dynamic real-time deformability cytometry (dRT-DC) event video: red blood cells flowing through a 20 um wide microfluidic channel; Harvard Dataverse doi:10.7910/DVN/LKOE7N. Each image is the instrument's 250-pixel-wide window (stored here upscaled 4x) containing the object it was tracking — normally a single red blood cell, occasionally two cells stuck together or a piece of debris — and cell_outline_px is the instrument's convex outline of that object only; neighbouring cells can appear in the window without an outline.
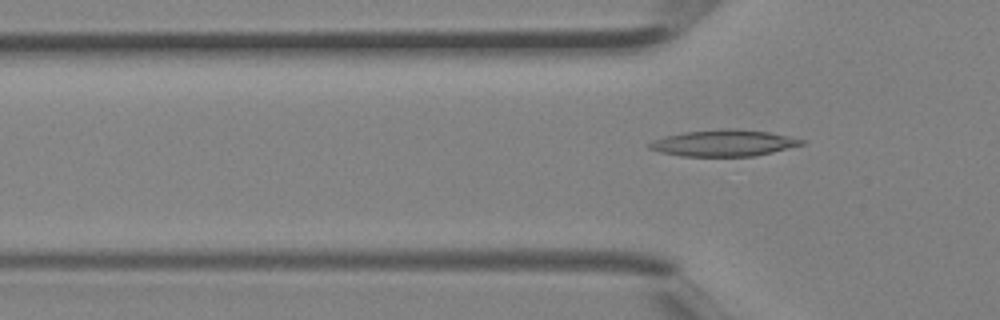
{"species": "Egyptian fruit bat (a non-hibernating species)", "species_latin": "Rousettus aegyptiacus", "temperature_condition": "room temperature", "stored_images_in_passage": 4, "camera_frame_rate_fps": 3000, "um_per_image_px": 0.085, "animal": {"sex": "female"}, "frame": {"image": 1, "passage_image": 4, "time_ms": 1.0, "image_size_px": [1000, 320], "cell_outline_px": [[804, 144], [772, 152], [752, 156], [680, 156], [660, 152], [648, 148], [648, 144], [652, 140], [664, 136], [684, 132], [728, 128], [736, 128], [768, 132], [788, 136], [804, 140]], "centroid_in_image_um": [61.47, 12.15], "position_along_channel_um": 64.3, "area_um2": 23.35}}